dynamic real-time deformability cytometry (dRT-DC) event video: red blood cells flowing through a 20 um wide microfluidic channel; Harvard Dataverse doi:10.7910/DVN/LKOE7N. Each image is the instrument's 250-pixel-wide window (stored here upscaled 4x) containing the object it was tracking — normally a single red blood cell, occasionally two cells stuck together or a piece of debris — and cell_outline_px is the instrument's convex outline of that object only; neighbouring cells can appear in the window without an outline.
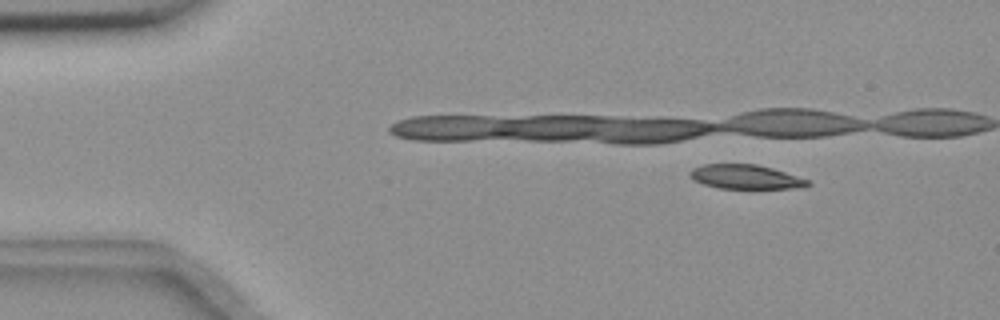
{"species": "common noctule bat (a hibernating species)", "species_latin": "Nyctalus noctula", "temperature_condition": "room temperature", "stored_images_in_passage": 16, "camera_frame_rate_fps": 3000, "um_per_image_px": 0.085, "animal": {"sex": "female", "body_mass_g": 18.4}, "frame": {"image": 1, "passage_image": 5, "time_ms": 1.333, "image_size_px": [1000, 320], "cell_outline_px": [[812, 184], [804, 188], [720, 188], [704, 184], [692, 180], [688, 172], [692, 168], [704, 164], [756, 164], [772, 168], [808, 180]], "centroid_in_image_um": [63.35, 15.03], "position_along_channel_um": 21.6, "area_um2": 16.59}}